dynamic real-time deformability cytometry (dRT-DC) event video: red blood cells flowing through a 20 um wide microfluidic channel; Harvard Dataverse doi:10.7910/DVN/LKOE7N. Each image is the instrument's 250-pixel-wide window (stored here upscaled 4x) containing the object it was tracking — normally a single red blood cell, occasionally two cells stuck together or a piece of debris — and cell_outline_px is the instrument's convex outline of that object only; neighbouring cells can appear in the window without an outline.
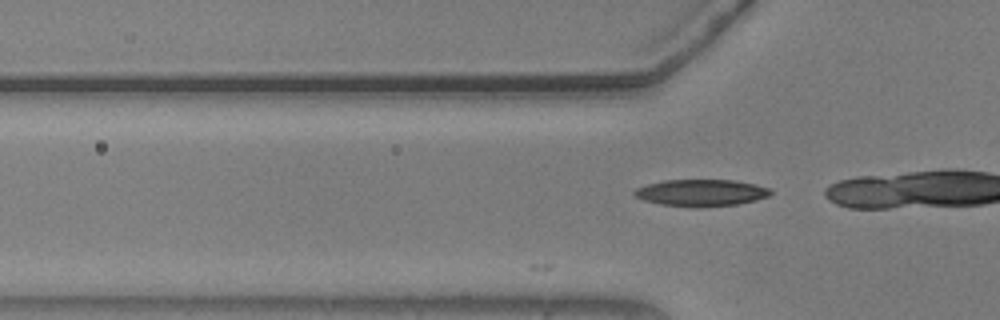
{"species": "common noctule bat (a hibernating species)", "species_latin": "Nyctalus noctula", "temperature_condition": "warm", "stored_images_in_passage": 2, "camera_frame_rate_fps": 3000, "um_per_image_px": 0.085, "animal": {"sex": "male", "body_mass_g": 20.5, "forearm_length_mm": 52.5}, "frame": {"image": 1, "passage_image": 2, "time_ms": 0.333, "image_size_px": [1000, 320], "cell_outline_px": [[772, 192], [768, 196], [756, 200], [736, 204], [700, 208], [696, 208], [660, 204], [644, 200], [636, 196], [632, 192], [636, 188], [648, 184], [664, 180], [736, 180], [756, 184], [768, 188]], "centroid_in_image_um": [59.6, 16.39], "position_along_channel_um": 66.2, "area_um2": 21.33}}